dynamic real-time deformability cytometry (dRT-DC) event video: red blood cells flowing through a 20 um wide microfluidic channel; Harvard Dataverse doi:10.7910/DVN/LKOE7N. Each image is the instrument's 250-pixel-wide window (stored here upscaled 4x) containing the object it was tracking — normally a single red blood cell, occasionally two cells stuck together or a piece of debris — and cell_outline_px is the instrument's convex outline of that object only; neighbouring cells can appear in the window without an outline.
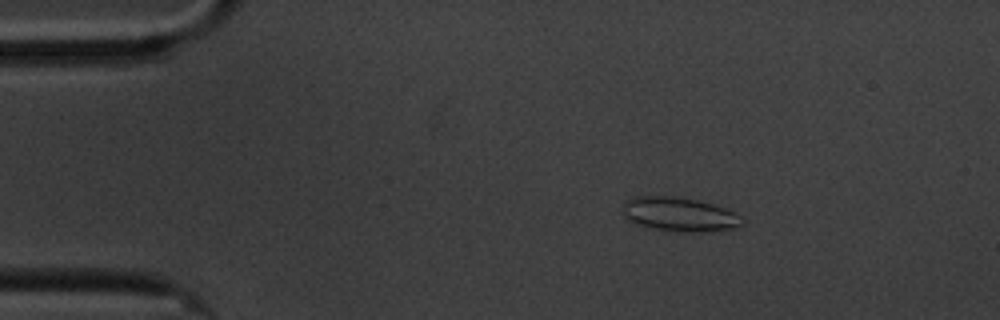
{"species": "common noctule bat (a hibernating species)", "species_latin": "Nyctalus noctula", "temperature_condition": "cold", "stored_images_in_passage": 4, "camera_frame_rate_fps": 3000, "um_per_image_px": 0.085, "animal": {"sex": "male", "body_mass_g": 20.1, "forearm_length_mm": 53.5}, "frame": {"image": 1, "passage_image": 2, "time_ms": 1.333, "image_size_px": [1000, 320], "cell_outline_px": [[744, 224], [736, 228], [704, 232], [672, 232], [652, 228], [636, 224], [624, 220], [624, 200], [632, 196], [676, 196], [696, 200], [712, 204], [724, 208], [744, 216]], "centroid_in_image_um": [57.75, 18.23], "position_along_channel_um": 27.3, "area_um2": 24.28}}